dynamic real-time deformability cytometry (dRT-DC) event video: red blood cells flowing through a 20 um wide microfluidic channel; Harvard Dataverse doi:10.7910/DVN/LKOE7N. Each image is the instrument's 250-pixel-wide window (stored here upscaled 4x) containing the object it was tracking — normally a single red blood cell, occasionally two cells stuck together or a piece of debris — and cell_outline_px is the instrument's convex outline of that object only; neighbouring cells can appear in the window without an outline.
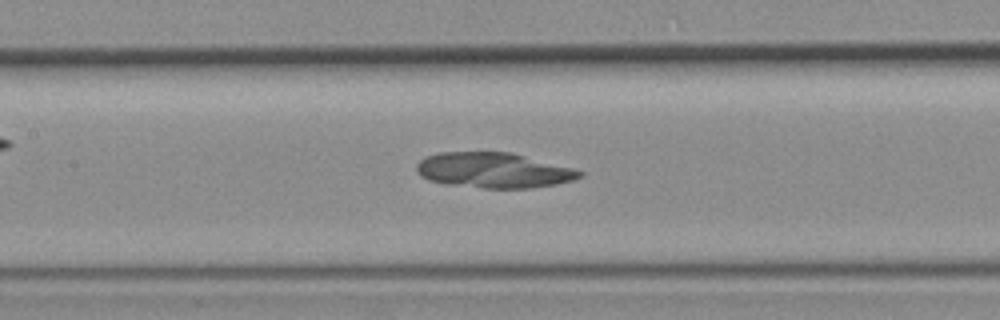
{"species": "common noctule bat (a hibernating species)", "species_latin": "Nyctalus noctula", "temperature_condition": "room temperature", "stored_images_in_passage": 43, "camera_frame_rate_fps": 3000, "um_per_image_px": 0.085, "animal": {"sex": "female", "body_mass_g": 19.3, "forearm_length_mm": 54.1}, "frame": {"image": 1, "passage_image": 19, "time_ms": 6.0, "image_size_px": [1000, 320], "cell_outline_px": [[584, 176], [572, 180], [556, 184], [532, 188], [484, 188], [444, 184], [428, 180], [420, 176], [416, 172], [416, 164], [420, 160], [428, 156], [440, 152], [508, 152], [572, 168], [584, 172]], "centroid_in_image_um": [41.92, 14.48], "position_along_channel_um": 165.5, "area_um2": 33.47}}
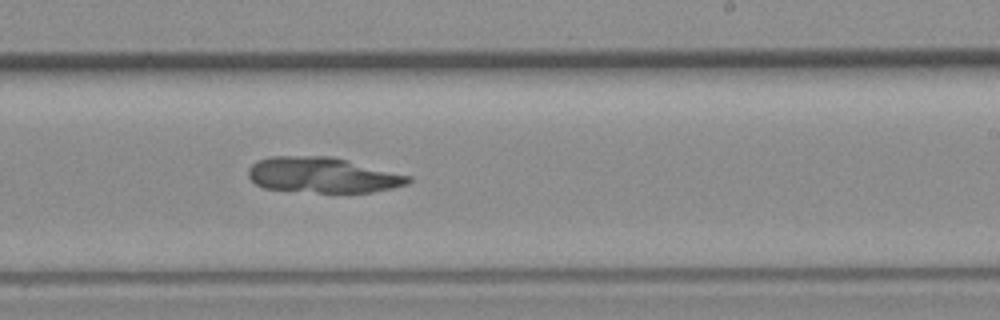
{"frame": {"image": 2, "passage_image": 25, "time_ms": 8.0, "image_size_px": [1000, 320], "cell_outline_px": [[412, 180], [408, 184], [392, 188], [372, 192], [320, 192], [264, 188], [256, 184], [248, 176], [248, 168], [252, 164], [260, 160], [272, 156], [332, 156], [412, 176]], "centroid_in_image_um": [27.46, 14.87], "position_along_channel_um": 261.5, "area_um2": 32.95}}
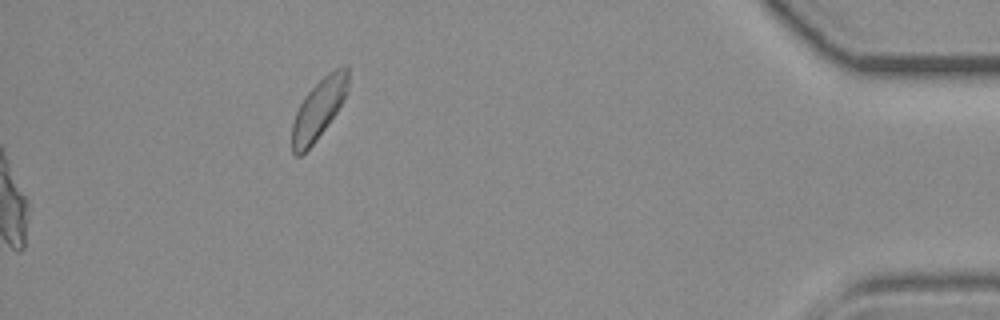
{"frame": {"image": 3, "passage_image": 43, "time_ms": 14.0, "image_size_px": [1000, 320], "cell_outline_px": [[348, 88], [344, 100], [336, 112], [312, 144], [300, 156], [296, 156], [292, 152], [292, 124], [296, 112], [304, 96], [328, 72], [344, 64], [348, 64]], "centroid_in_image_um": [27.09, 9.22], "position_along_channel_um": 408.1, "area_um2": 19.31}}